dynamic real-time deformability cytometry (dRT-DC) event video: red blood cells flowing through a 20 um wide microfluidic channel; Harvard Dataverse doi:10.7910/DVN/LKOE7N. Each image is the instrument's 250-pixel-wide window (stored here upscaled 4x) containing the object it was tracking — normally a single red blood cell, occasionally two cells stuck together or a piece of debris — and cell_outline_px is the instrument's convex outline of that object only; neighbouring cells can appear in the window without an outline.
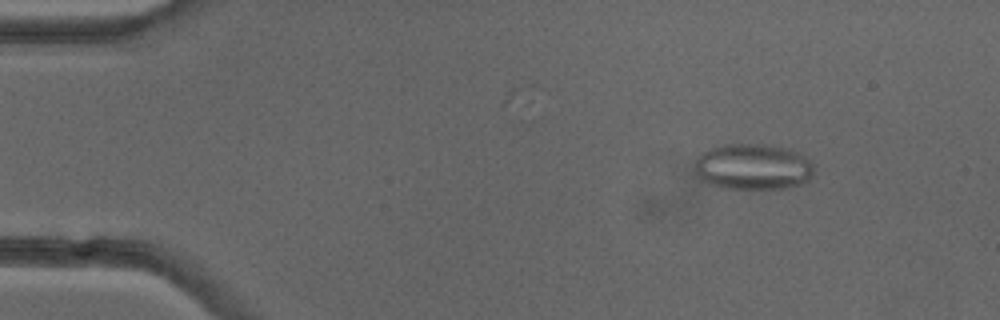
{"species": "common noctule bat (a hibernating species)", "species_latin": "Nyctalus noctula", "temperature_condition": "cold", "stored_images_in_passage": 46, "camera_frame_rate_fps": 3000, "um_per_image_px": 0.085, "animal": {"sex": "female"}, "frame": {"image": 1, "passage_image": 1, "time_ms": 0.0, "image_size_px": [1000, 320], "cell_outline_px": [[812, 176], [808, 180], [800, 184], [788, 188], [724, 188], [708, 184], [700, 180], [696, 176], [692, 168], [696, 156], [712, 148], [724, 144], [760, 144], [792, 148], [808, 156], [812, 164]], "centroid_in_image_um": [63.98, 14.17], "position_along_channel_um": 21.0, "area_um2": 32.54}}
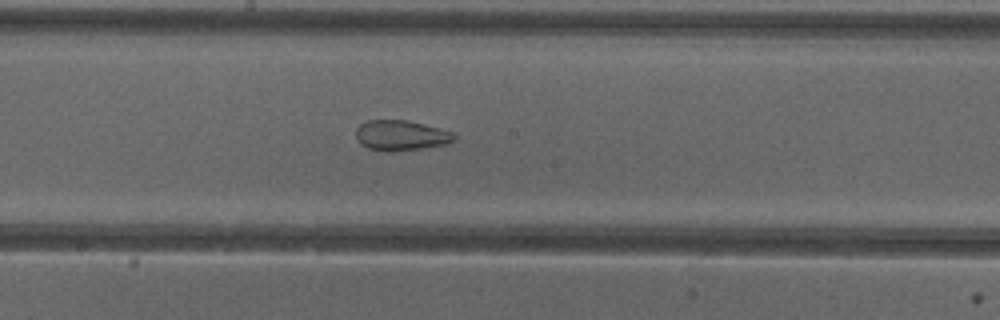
{"frame": {"image": 2, "passage_image": 22, "time_ms": 7.0, "image_size_px": [1000, 320], "cell_outline_px": [[456, 140], [444, 144], [424, 148], [392, 152], [384, 152], [368, 148], [360, 144], [356, 140], [356, 128], [360, 124], [368, 120], [408, 120], [440, 128], [452, 132], [456, 136]], "centroid_in_image_um": [34.06, 11.52], "position_along_channel_um": 214.1, "area_um2": 17.57}}
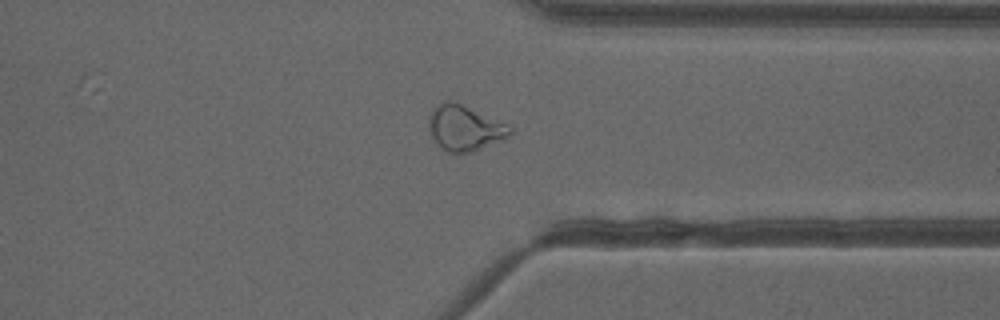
{"frame": {"image": 3, "passage_image": 34, "time_ms": 11.0, "image_size_px": [1000, 320], "cell_outline_px": [[512, 136], [504, 140], [472, 152], [448, 152], [428, 132], [428, 116], [432, 108], [436, 104], [444, 100], [452, 100], [508, 124], [512, 128]], "centroid_in_image_um": [39.51, 10.86], "position_along_channel_um": 371.9, "area_um2": 21.68}, "authors_computed_cell_mechanics": {"area_um2": 22.6576, "velocity_mm_per_s": 3.9956, "shape_relaxation_time_tau1_ms": null, "shape_relaxation_time_tau2_ms": 1.4248, "deformation_change_tau1": null, "deformation_change_tau2": 0.0779}}